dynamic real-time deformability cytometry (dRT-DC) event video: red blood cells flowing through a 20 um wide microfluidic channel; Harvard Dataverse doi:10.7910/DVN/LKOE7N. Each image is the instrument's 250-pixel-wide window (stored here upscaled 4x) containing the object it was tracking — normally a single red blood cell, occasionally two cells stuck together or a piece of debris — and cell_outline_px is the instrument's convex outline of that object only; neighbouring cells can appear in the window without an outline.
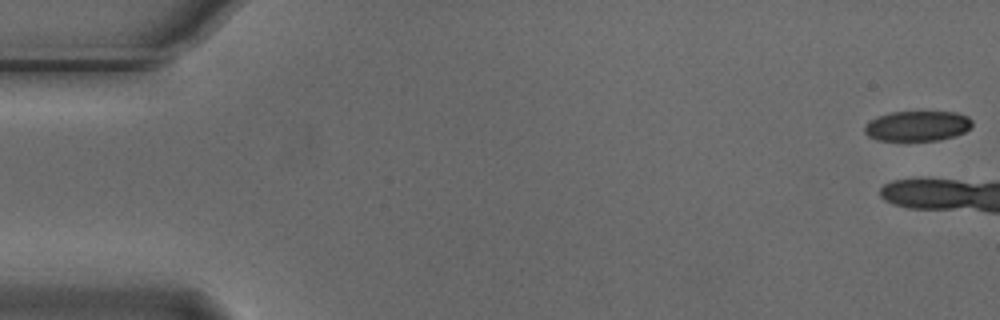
{"species": "Egyptian fruit bat (a non-hibernating species)", "species_latin": "Rousettus aegyptiacus", "temperature_condition": "cold", "stored_images_in_passage": 5, "camera_frame_rate_fps": 3000, "um_per_image_px": 0.085, "animal": {"sex": "male"}, "frame": {"image": 1, "passage_image": 1, "time_ms": 0.0, "image_size_px": [1000, 320], "cell_outline_px": [[972, 124], [964, 132], [940, 140], [876, 140], [868, 136], [864, 132], [864, 124], [880, 116], [892, 112], [956, 112], [968, 116], [972, 120]], "centroid_in_image_um": [77.97, 10.7], "position_along_channel_um": 7.0, "area_um2": 18.73}}